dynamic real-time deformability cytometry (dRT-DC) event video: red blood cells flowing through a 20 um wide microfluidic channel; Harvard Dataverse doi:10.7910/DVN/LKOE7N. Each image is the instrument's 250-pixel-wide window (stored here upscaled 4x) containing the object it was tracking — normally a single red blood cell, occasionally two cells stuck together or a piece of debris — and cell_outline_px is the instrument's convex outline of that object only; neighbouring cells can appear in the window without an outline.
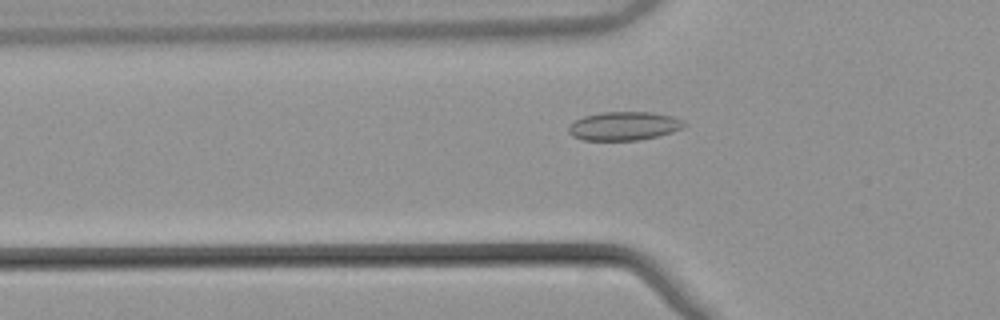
{"species": "common noctule bat (a hibernating species)", "species_latin": "Nyctalus noctula", "temperature_condition": "warm", "stored_images_in_passage": 48, "camera_frame_rate_fps": 3000, "um_per_image_px": 0.085, "animal": {"sex": "male", "body_mass_g": 21.5, "forearm_length_mm": 52.0}, "frame": {"image": 1, "passage_image": 13, "time_ms": 4.0, "image_size_px": [1000, 320], "cell_outline_px": [[688, 124], [684, 128], [660, 136], [640, 140], [584, 140], [572, 136], [568, 132], [568, 128], [576, 120], [584, 116], [600, 112], [652, 112], [672, 116], [684, 120]], "centroid_in_image_um": [53.1, 10.71], "position_along_channel_um": 72.7, "area_um2": 19.48}}
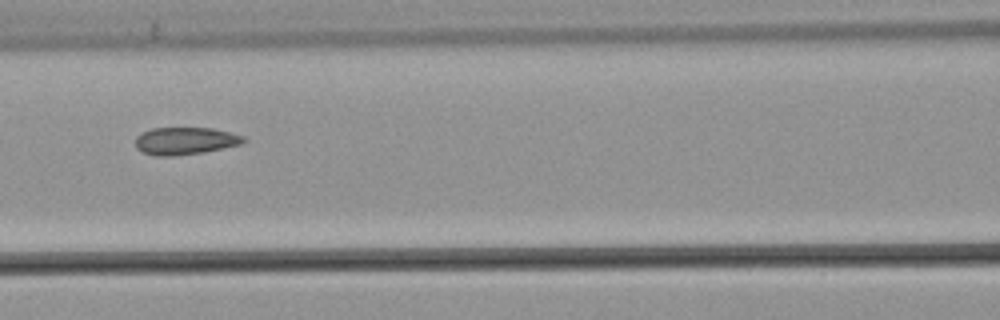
{"frame": {"image": 2, "passage_image": 19, "time_ms": 6.0, "image_size_px": [1000, 320], "cell_outline_px": [[248, 140], [240, 144], [224, 148], [204, 152], [176, 156], [156, 156], [144, 152], [136, 148], [136, 136], [152, 128], [212, 128], [244, 136]], "centroid_in_image_um": [15.75, 11.98], "position_along_channel_um": 150.8, "area_um2": 17.22}}
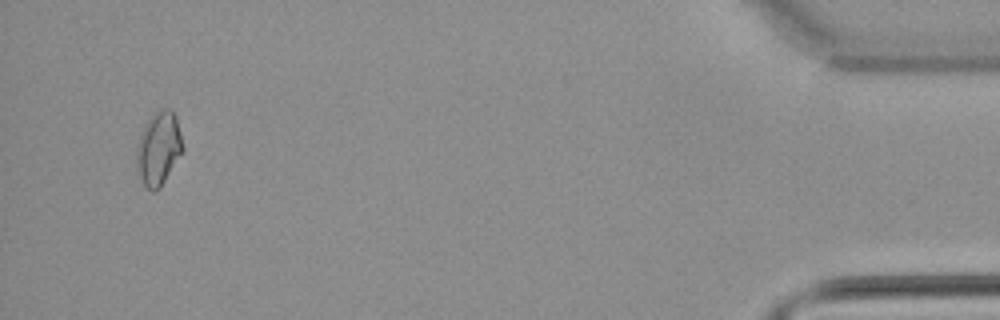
{"frame": {"image": 3, "passage_image": 46, "time_ms": 15.0, "image_size_px": [1000, 320], "cell_outline_px": [[184, 152], [160, 188], [152, 192], [144, 184], [136, 168], [136, 144], [144, 124], [156, 112], [164, 108], [172, 108], [176, 116], [184, 148]], "centroid_in_image_um": [13.49, 12.62], "position_along_channel_um": 421.7, "area_um2": 20.06}, "authors_computed_cell_mechanics": {"area_um2": 17.7157, "velocity_mm_per_s": 3.8747, "shape_relaxation_time_tau1_ms": null, "shape_relaxation_time_tau2_ms": 4.1242, "deformation_change_tau1": null, "deformation_change_tau2": 0.0704}}